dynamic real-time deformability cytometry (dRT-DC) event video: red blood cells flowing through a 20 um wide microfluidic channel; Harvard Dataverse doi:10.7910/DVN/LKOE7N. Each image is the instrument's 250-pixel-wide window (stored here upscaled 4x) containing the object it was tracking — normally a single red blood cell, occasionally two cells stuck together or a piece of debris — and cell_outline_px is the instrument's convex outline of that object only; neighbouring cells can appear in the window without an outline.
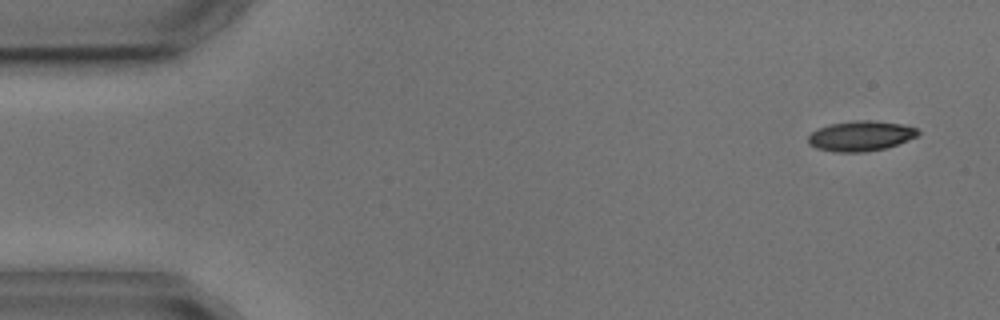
{"species": "common noctule bat (a hibernating species)", "species_latin": "Nyctalus noctula", "temperature_condition": "cold", "stored_images_in_passage": 4, "camera_frame_rate_fps": 3000, "um_per_image_px": 0.085, "animal": {"sex": "male", "body_mass_g": 17.9, "forearm_length_mm": 54.2}, "frame": {"image": 1, "passage_image": 1, "time_ms": 0.0, "image_size_px": [1000, 320], "cell_outline_px": [[920, 132], [916, 136], [896, 144], [884, 148], [864, 152], [832, 152], [816, 148], [808, 144], [808, 136], [816, 128], [828, 124], [856, 120], [872, 120], [900, 124], [916, 128]], "centroid_in_image_um": [73.08, 11.55], "position_along_channel_um": 11.9, "area_um2": 19.25}}